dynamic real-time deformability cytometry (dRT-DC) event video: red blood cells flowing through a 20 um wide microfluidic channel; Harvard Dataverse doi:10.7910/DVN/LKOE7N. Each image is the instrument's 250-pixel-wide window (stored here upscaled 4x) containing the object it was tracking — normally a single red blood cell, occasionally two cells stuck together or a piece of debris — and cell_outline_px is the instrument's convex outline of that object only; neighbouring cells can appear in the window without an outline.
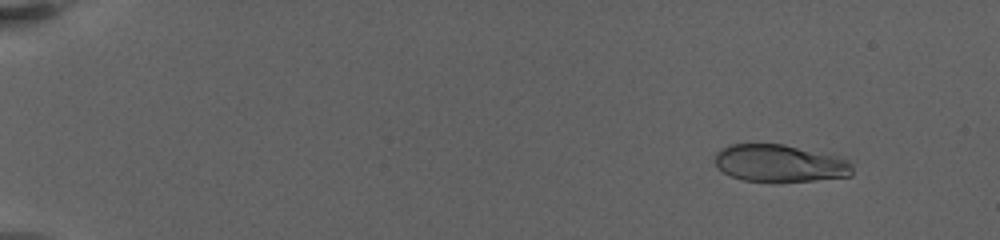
{"species": "human", "species_latin": "Homo sapiens", "temperature_condition": "warm", "stored_images_in_passage": 45, "camera_frame_rate_fps": 3000, "um_per_image_px": 0.085, "donor": {"sex": "female"}, "frame": {"image": 1, "passage_image": 5, "time_ms": 2.333, "image_size_px": [1000, 240], "cell_outline_px": [[852, 176], [812, 180], [744, 180], [732, 176], [724, 172], [716, 164], [716, 152], [728, 144], [784, 144], [836, 156], [848, 160], [852, 164]], "centroid_in_image_um": [66.29, 13.85], "position_along_channel_um": 18.7, "area_um2": 29.25}}
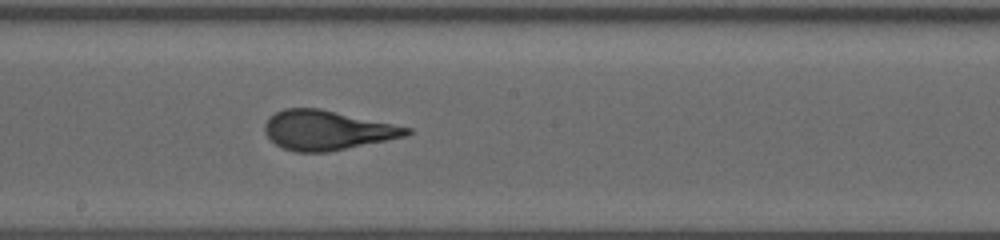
{"frame": {"image": 2, "passage_image": 25, "time_ms": 13.333, "image_size_px": [1000, 240], "cell_outline_px": [[412, 132], [408, 136], [328, 152], [296, 152], [284, 148], [276, 144], [264, 132], [264, 124], [276, 112], [284, 108], [320, 108], [412, 128]], "centroid_in_image_um": [27.82, 11.07], "position_along_channel_um": 220.4, "area_um2": 32.54}}
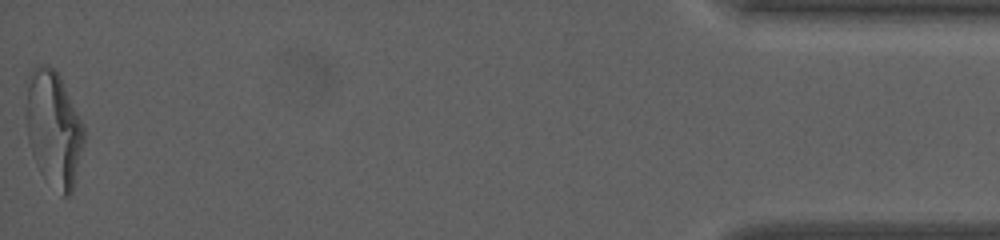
{"frame": {"image": 3, "passage_image": 45, "time_ms": 22.667, "image_size_px": [1000, 240], "cell_outline_px": [[84, 144], [72, 196], [64, 196], [32, 152], [28, 140], [24, 108], [32, 68], [40, 64], [48, 64], [60, 76], [84, 128]], "centroid_in_image_um": [4.58, 10.85], "position_along_channel_um": 430.6, "area_um2": 37.74}, "authors_computed_cell_mechanics": {"area_um2": 32.5414, "velocity_mm_per_s": 3.1253, "shape_relaxation_time_tau1_ms": 6.969, "shape_relaxation_time_tau2_ms": 0.8221, "deformation_change_tau1": 0.2425, "deformation_change_tau2": 0.0851}}